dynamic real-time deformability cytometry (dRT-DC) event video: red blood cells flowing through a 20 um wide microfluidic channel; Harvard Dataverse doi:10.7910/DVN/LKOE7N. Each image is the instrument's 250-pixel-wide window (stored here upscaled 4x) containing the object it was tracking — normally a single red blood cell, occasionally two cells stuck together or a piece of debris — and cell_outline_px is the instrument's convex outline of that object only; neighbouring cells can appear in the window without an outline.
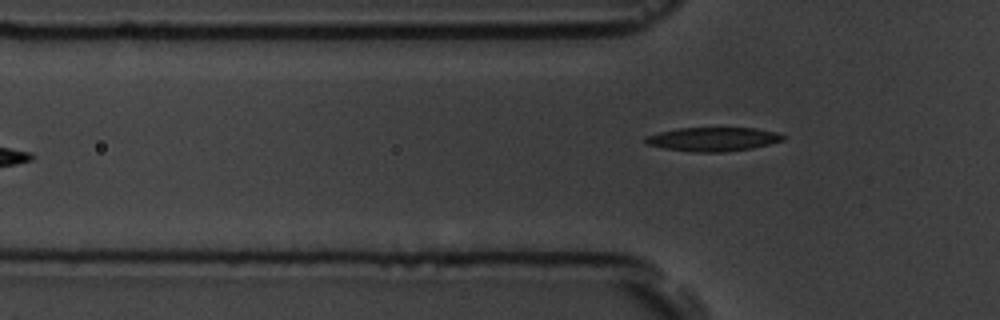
{"species": "common noctule bat (a hibernating species)", "species_latin": "Nyctalus noctula", "temperature_condition": "room temperature", "stored_images_in_passage": 6, "segment_of_instrument_passage": [2, 2], "camera_frame_rate_fps": 3000, "um_per_image_px": 0.085, "animal": {"sex": "male", "body_mass_g": 19.5, "forearm_length_mm": 54.6}, "frame": {"image": 1, "passage_image": 6, "time_ms": 6.667, "image_size_px": [1000, 320], "cell_outline_px": [[784, 140], [752, 148], [724, 152], [696, 152], [664, 148], [648, 144], [644, 140], [644, 136], [660, 132], [680, 128], [756, 128], [776, 132], [784, 136]], "centroid_in_image_um": [60.6, 11.83], "position_along_channel_um": 65.2, "area_um2": 18.96}}